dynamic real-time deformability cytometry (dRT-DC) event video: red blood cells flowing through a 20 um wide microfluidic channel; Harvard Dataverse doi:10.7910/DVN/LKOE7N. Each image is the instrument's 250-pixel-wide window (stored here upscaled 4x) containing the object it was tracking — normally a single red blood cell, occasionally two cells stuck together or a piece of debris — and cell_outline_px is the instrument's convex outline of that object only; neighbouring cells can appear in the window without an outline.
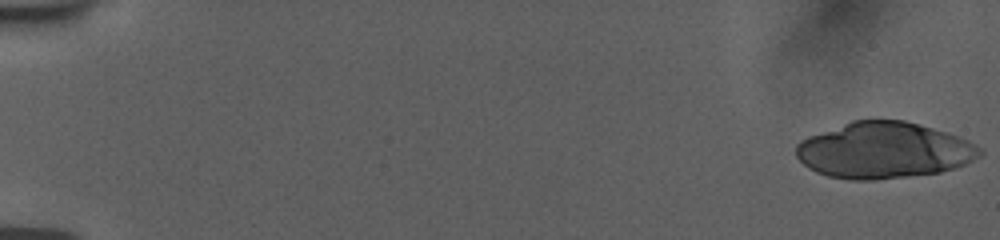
{"species": "human", "species_latin": "Homo sapiens", "temperature_condition": "room temperature", "stored_images_in_passage": 28, "camera_frame_rate_fps": 3000, "um_per_image_px": 0.085, "donor": {"sex": "female"}, "frame": {"image": 1, "passage_image": 1, "time_ms": 0.0, "image_size_px": [1000, 240], "cell_outline_px": [[984, 152], [980, 156], [956, 168], [940, 172], [908, 176], [872, 180], [852, 180], [828, 176], [816, 172], [808, 168], [796, 156], [796, 144], [800, 140], [808, 136], [852, 120], [904, 120], [920, 124], [948, 132], [960, 136], [976, 144]], "centroid_in_image_um": [75.13, 12.77], "position_along_channel_um": 9.9, "area_um2": 60.34}}
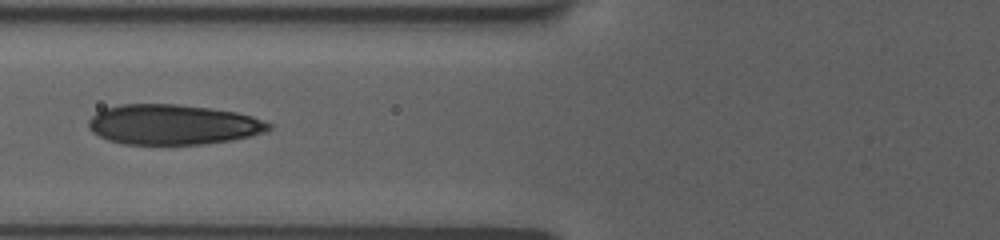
{"frame": {"image": 2, "passage_image": 24, "time_ms": 7.667, "image_size_px": [1000, 240], "cell_outline_px": [[272, 128], [264, 132], [232, 140], [200, 144], [124, 144], [108, 140], [92, 132], [88, 128], [88, 120], [96, 112], [104, 108], [120, 104], [176, 104], [208, 108], [236, 112], [252, 116], [272, 124]], "centroid_in_image_um": [14.66, 10.58], "position_along_channel_um": 111.1, "area_um2": 42.08}}